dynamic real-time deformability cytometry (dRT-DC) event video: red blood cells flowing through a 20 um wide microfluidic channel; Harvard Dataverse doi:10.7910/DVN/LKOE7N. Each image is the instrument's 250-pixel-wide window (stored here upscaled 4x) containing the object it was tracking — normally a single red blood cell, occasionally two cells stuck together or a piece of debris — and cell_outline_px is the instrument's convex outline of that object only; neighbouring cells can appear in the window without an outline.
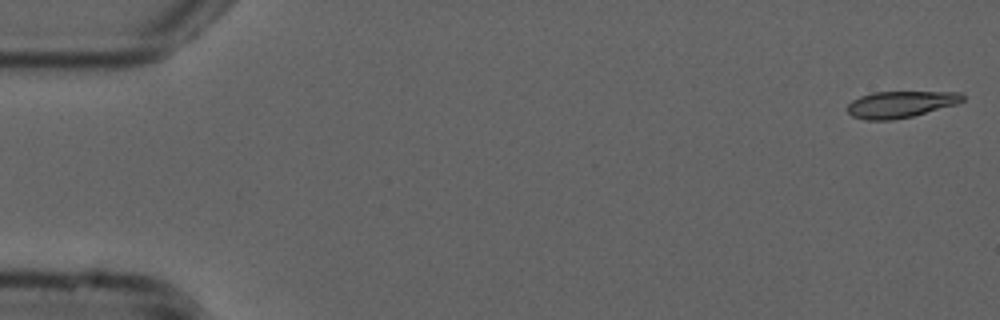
{"species": "common noctule bat (a hibernating species)", "species_latin": "Nyctalus noctula", "temperature_condition": "cold", "stored_images_in_passage": 50, "camera_frame_rate_fps": 3000, "um_per_image_px": 0.085, "animal": {"sex": "male", "forearm_length_mm": 52.5}, "frame": {"image": 1, "passage_image": 1, "time_ms": 0.0, "image_size_px": [1000, 320], "cell_outline_px": [[964, 100], [956, 104], [912, 116], [892, 120], [864, 120], [852, 116], [844, 108], [852, 100], [860, 96], [872, 92], [960, 92], [964, 96]], "centroid_in_image_um": [76.49, 8.87], "position_along_channel_um": 8.5, "area_um2": 17.86}}
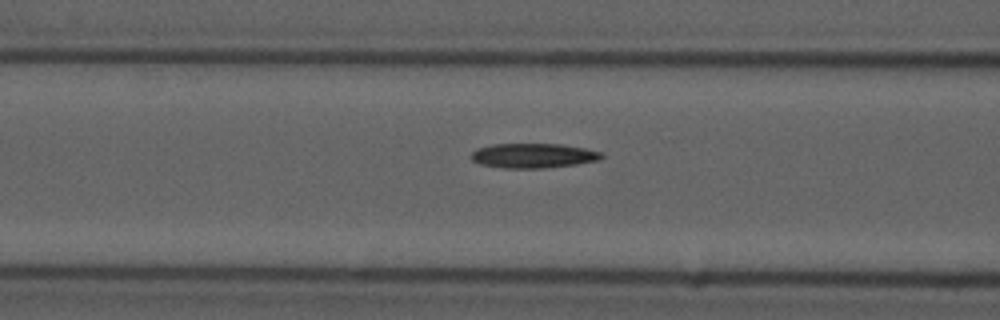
{"frame": {"image": 2, "passage_image": 21, "time_ms": 6.667, "image_size_px": [1000, 320], "cell_outline_px": [[604, 156], [600, 160], [576, 164], [544, 168], [504, 168], [480, 164], [472, 160], [472, 152], [476, 148], [492, 144], [564, 144], [604, 152]], "centroid_in_image_um": [45.36, 13.22], "position_along_channel_um": 121.2, "area_um2": 18.84}}
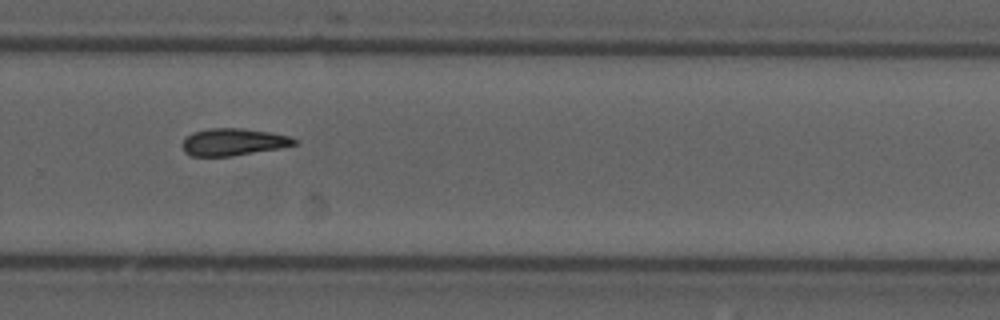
{"frame": {"image": 3, "passage_image": 36, "time_ms": 11.667, "image_size_px": [1000, 320], "cell_outline_px": [[296, 144], [280, 148], [232, 156], [192, 156], [184, 152], [184, 140], [192, 132], [208, 128], [240, 128], [268, 132], [288, 136], [296, 140]], "centroid_in_image_um": [19.81, 12.07], "position_along_channel_um": 310.0, "area_um2": 17.46}, "authors_computed_cell_mechanics": {"area_um2": 18.1781, "velocity_mm_per_s": 3.7873, "shape_relaxation_time_tau1_ms": 4.1701, "shape_relaxation_time_tau2_ms": null, "deformation_change_tau1": 0.1555, "deformation_change_tau2": null}}